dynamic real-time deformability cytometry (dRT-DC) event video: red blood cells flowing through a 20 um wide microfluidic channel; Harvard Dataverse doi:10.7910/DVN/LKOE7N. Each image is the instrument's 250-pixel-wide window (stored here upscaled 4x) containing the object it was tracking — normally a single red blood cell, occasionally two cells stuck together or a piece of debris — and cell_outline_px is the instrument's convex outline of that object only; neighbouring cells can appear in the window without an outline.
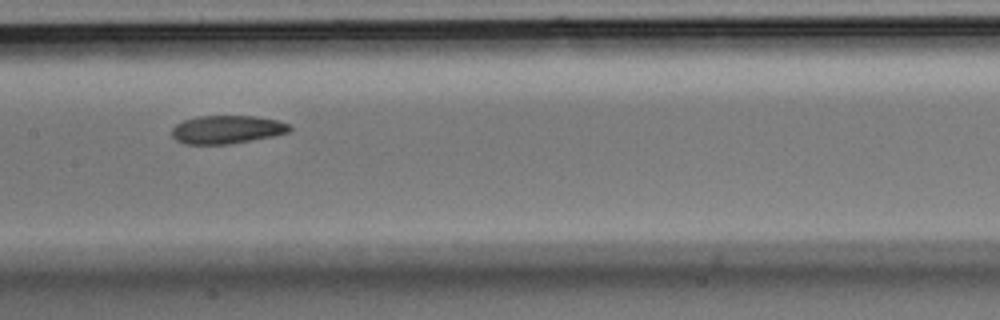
{"species": "Egyptian fruit bat (a non-hibernating species)", "species_latin": "Rousettus aegyptiacus", "temperature_condition": "room temperature", "stored_images_in_passage": 9, "camera_frame_rate_fps": 3000, "um_per_image_px": 0.085, "animal": {"sex": "male"}, "frame": {"image": 1, "passage_image": 7, "time_ms": 2.0, "image_size_px": [1000, 320], "cell_outline_px": [[292, 128], [288, 132], [272, 136], [228, 144], [184, 144], [176, 140], [172, 136], [172, 128], [176, 124], [184, 120], [196, 116], [256, 116], [276, 120], [288, 124]], "centroid_in_image_um": [19.25, 11.0], "position_along_channel_um": 188.2, "area_um2": 19.25}}
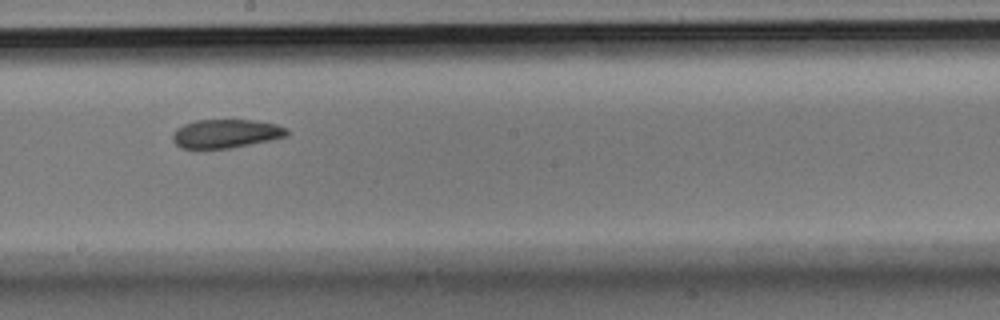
{"frame": {"image": 2, "passage_image": 8, "time_ms": 2.333, "image_size_px": [1000, 320], "cell_outline_px": [[288, 136], [272, 140], [228, 148], [196, 152], [180, 148], [172, 140], [172, 132], [176, 128], [184, 124], [196, 120], [252, 120], [276, 124], [288, 128]], "centroid_in_image_um": [19.12, 11.4], "position_along_channel_um": 229.1, "area_um2": 19.83}}
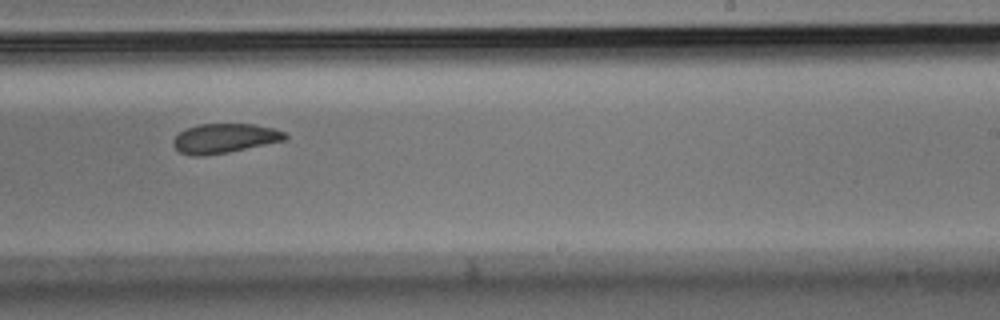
{"frame": {"image": 3, "passage_image": 9, "time_ms": 2.667, "image_size_px": [1000, 320], "cell_outline_px": [[288, 136], [284, 140], [228, 152], [204, 156], [192, 156], [180, 152], [172, 144], [172, 140], [180, 132], [188, 128], [200, 124], [252, 124], [272, 128], [284, 132]], "centroid_in_image_um": [19.05, 11.76], "position_along_channel_um": 270.0, "area_um2": 18.96}}